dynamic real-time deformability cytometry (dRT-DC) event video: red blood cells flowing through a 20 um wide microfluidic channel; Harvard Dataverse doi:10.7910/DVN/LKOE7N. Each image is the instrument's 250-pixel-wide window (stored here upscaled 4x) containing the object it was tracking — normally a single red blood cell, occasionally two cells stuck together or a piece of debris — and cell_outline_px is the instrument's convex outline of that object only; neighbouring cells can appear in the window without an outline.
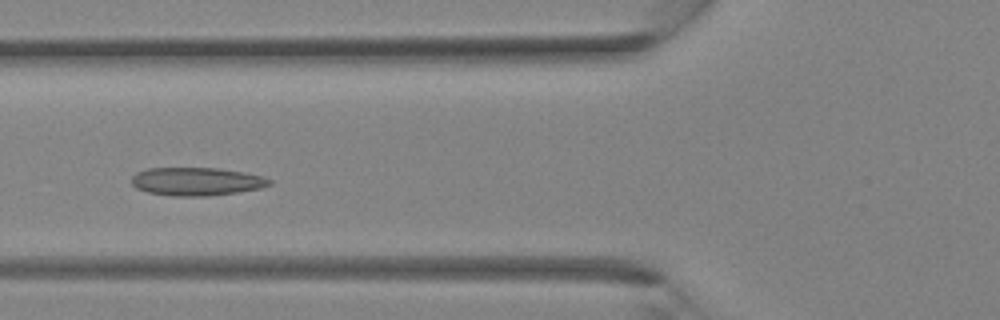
{"species": "Egyptian fruit bat (a non-hibernating species)", "species_latin": "Rousettus aegyptiacus", "temperature_condition": "room temperature", "stored_images_in_passage": 26, "camera_frame_rate_fps": 3000, "um_per_image_px": 0.085, "animal": {"sex": "female"}, "frame": {"image": 1, "passage_image": 4, "time_ms": 1.0, "image_size_px": [1000, 320], "cell_outline_px": [[272, 184], [260, 188], [236, 192], [208, 196], [172, 196], [148, 192], [136, 188], [132, 184], [132, 176], [136, 172], [148, 168], [220, 168], [244, 172], [264, 176], [272, 180]], "centroid_in_image_um": [16.72, 15.42], "position_along_channel_um": 109.1, "area_um2": 22.72}}
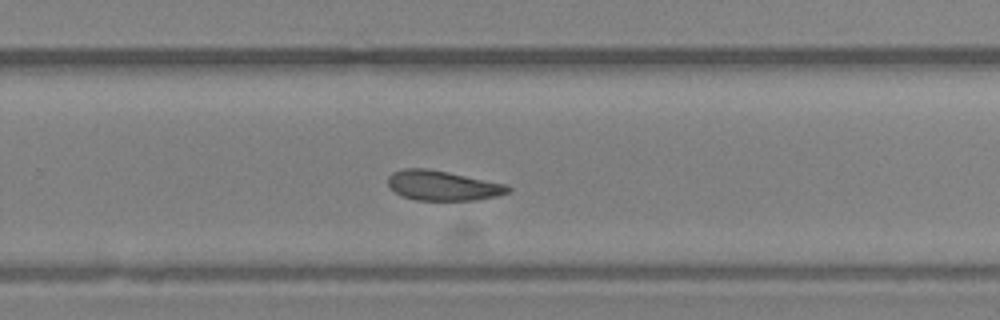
{"frame": {"image": 2, "passage_image": 14, "time_ms": 4.333, "image_size_px": [1000, 320], "cell_outline_px": [[512, 188], [508, 192], [496, 196], [476, 200], [416, 200], [400, 196], [388, 188], [388, 176], [392, 172], [400, 168], [428, 168], [508, 184]], "centroid_in_image_um": [37.59, 15.77], "position_along_channel_um": 292.2, "area_um2": 21.21}}
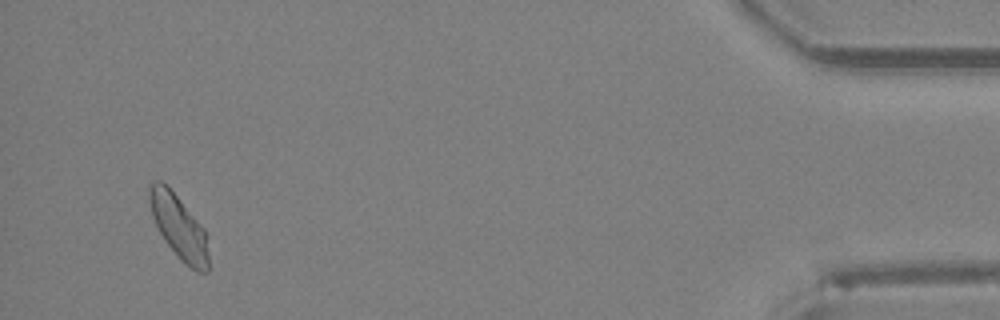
{"frame": {"image": 3, "passage_image": 25, "time_ms": 8.0, "image_size_px": [1000, 320], "cell_outline_px": [[208, 272], [196, 272], [184, 264], [180, 260], [164, 240], [152, 216], [148, 196], [148, 184], [152, 180], [160, 180], [168, 184], [204, 228], [208, 256]], "centroid_in_image_um": [15.17, 19.24], "position_along_channel_um": 420.0, "area_um2": 22.25}}